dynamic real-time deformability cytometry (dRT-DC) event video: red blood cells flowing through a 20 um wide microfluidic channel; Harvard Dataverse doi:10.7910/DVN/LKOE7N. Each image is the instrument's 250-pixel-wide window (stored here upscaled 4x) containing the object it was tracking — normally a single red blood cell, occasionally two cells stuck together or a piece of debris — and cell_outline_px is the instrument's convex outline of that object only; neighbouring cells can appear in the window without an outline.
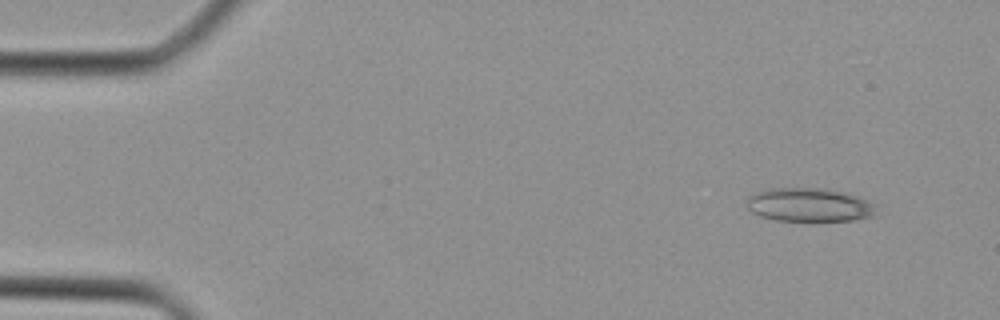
{"species": "Egyptian fruit bat (a non-hibernating species)", "species_latin": "Rousettus aegyptiacus", "temperature_condition": "cold", "stored_images_in_passage": 37, "camera_frame_rate_fps": 3000, "um_per_image_px": 0.085, "animal": {"sex": "female"}, "frame": {"image": 1, "passage_image": 1, "time_ms": 0.0, "image_size_px": [1000, 320], "cell_outline_px": [[880, 204], [876, 216], [852, 220], [776, 220], [760, 216], [752, 212], [744, 204], [748, 196], [756, 192], [768, 188], [816, 188], [840, 192]], "centroid_in_image_um": [68.79, 17.42], "position_along_channel_um": 16.2, "area_um2": 25.43}}
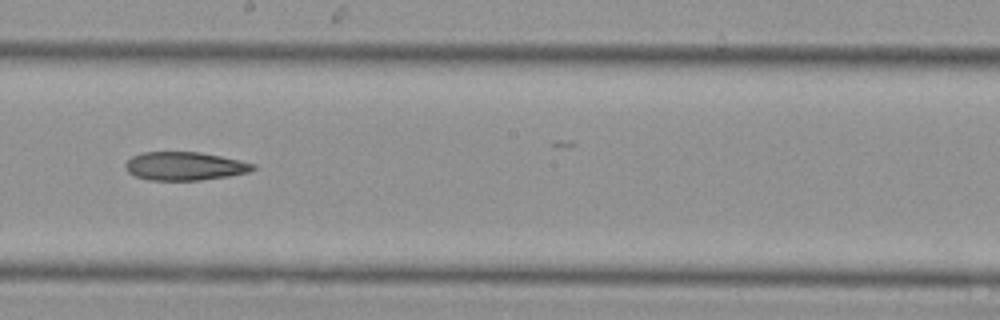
{"frame": {"image": 2, "passage_image": 20, "time_ms": 6.333, "image_size_px": [1000, 320], "cell_outline_px": [[256, 168], [248, 172], [228, 176], [200, 180], [148, 180], [136, 176], [128, 172], [124, 168], [124, 164], [132, 156], [144, 152], [200, 152], [240, 160], [256, 164]], "centroid_in_image_um": [15.69, 14.12], "position_along_channel_um": 232.5, "area_um2": 21.1}}
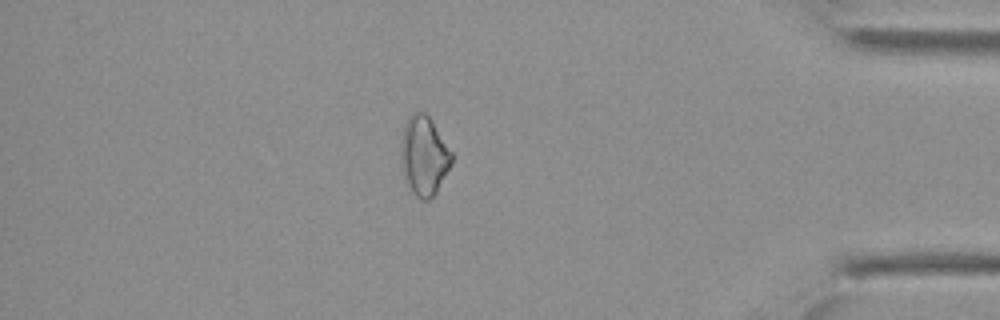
{"frame": {"image": 3, "passage_image": 32, "time_ms": 10.333, "image_size_px": [1000, 320], "cell_outline_px": [[452, 164], [436, 192], [428, 200], [420, 200], [412, 192], [404, 176], [400, 156], [400, 148], [404, 124], [408, 116], [412, 112], [424, 112], [432, 120], [452, 152]], "centroid_in_image_um": [36.03, 13.22], "position_along_channel_um": 399.2, "area_um2": 23.47}}